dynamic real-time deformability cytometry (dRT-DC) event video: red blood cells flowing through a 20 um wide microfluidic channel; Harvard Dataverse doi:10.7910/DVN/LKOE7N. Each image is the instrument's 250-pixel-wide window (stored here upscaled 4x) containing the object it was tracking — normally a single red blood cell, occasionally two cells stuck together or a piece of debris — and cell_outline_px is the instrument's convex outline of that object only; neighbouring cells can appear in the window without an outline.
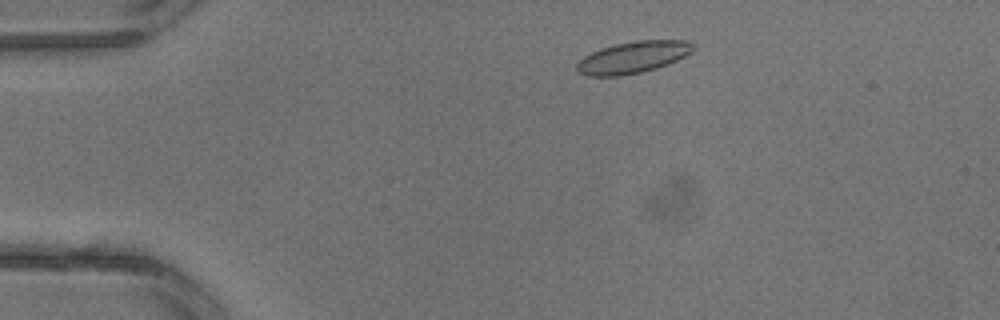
{"species": "common noctule bat (a hibernating species)", "species_latin": "Nyctalus noctula", "temperature_condition": "warm", "stored_images_in_passage": 2, "camera_frame_rate_fps": 3000, "um_per_image_px": 0.085, "animal": {"sex": "male", "body_mass_g": 13.3}, "frame": {"image": 1, "passage_image": 1, "time_ms": 0.0, "image_size_px": [1000, 320], "cell_outline_px": [[696, 48], [692, 52], [668, 64], [656, 68], [640, 72], [620, 76], [588, 76], [580, 72], [576, 68], [576, 64], [584, 56], [600, 48], [616, 44], [636, 40], [688, 40], [696, 44]], "centroid_in_image_um": [53.84, 4.85], "position_along_channel_um": 31.2, "area_um2": 21.56}}
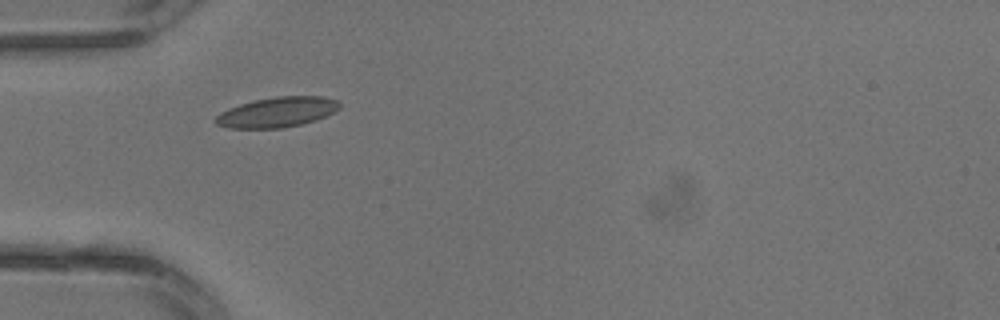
{"frame": {"image": 2, "passage_image": 2, "time_ms": 0.333, "image_size_px": [1000, 320], "cell_outline_px": [[340, 108], [316, 120], [300, 124], [280, 128], [228, 128], [216, 124], [212, 120], [220, 112], [228, 108], [240, 104], [256, 100], [276, 96], [324, 96], [340, 100]], "centroid_in_image_um": [23.54, 9.53], "position_along_channel_um": 61.5, "area_um2": 21.79}}